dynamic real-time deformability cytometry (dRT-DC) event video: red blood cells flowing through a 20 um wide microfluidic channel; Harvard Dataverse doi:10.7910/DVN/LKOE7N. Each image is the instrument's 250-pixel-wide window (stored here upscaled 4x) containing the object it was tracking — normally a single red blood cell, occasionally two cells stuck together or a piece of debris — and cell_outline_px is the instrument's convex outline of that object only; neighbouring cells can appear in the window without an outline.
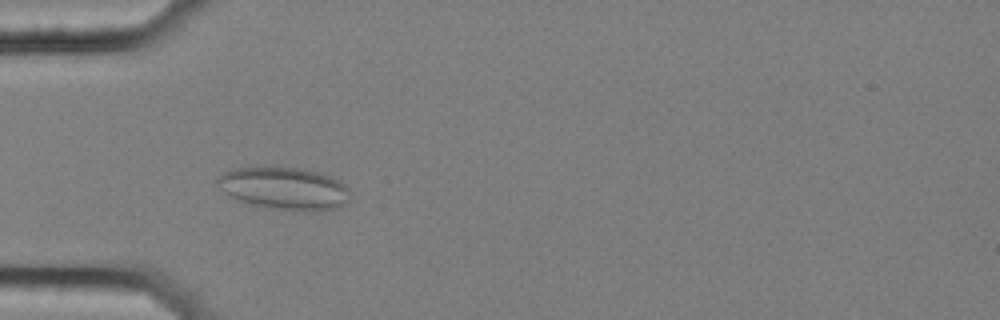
{"species": "common noctule bat (a hibernating species)", "species_latin": "Nyctalus noctula", "temperature_condition": "cold", "stored_images_in_passage": 47, "camera_frame_rate_fps": 3000, "um_per_image_px": 0.085, "animal": {"sex": "female", "body_mass_g": 25.1}, "frame": {"image": 1, "passage_image": 8, "time_ms": 2.333, "image_size_px": [1000, 320], "cell_outline_px": [[352, 192], [348, 200], [340, 208], [320, 212], [304, 212], [264, 208], [236, 200], [228, 196], [216, 184], [216, 176], [224, 172], [236, 168], [264, 164], [300, 168], [320, 172], [332, 176], [340, 180]], "centroid_in_image_um": [24.16, 16.0], "position_along_channel_um": 60.8, "area_um2": 34.56}}
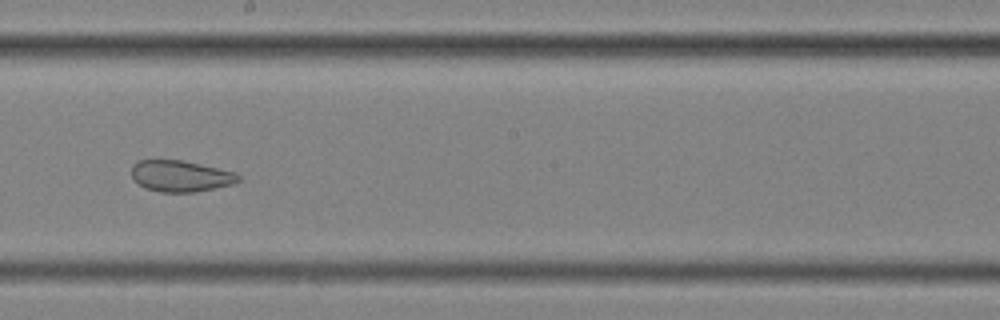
{"frame": {"image": 2, "passage_image": 23, "time_ms": 7.333, "image_size_px": [1000, 320], "cell_outline_px": [[240, 180], [232, 184], [196, 192], [160, 192], [148, 188], [132, 180], [132, 164], [140, 160], [180, 160], [236, 172], [240, 176]], "centroid_in_image_um": [15.34, 14.96], "position_along_channel_um": 232.9, "area_um2": 19.31}}
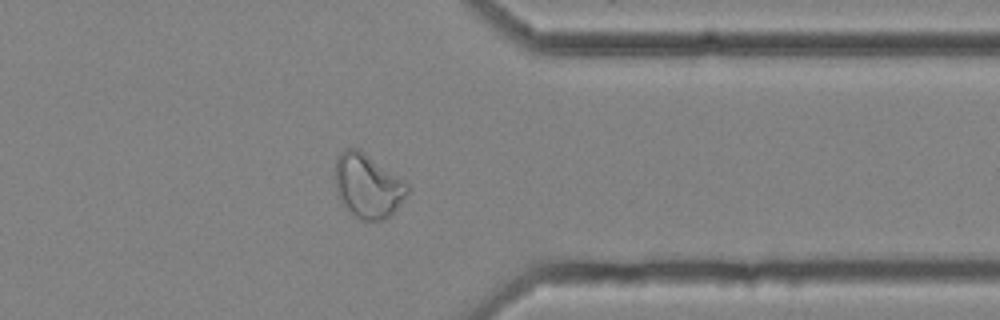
{"frame": {"image": 3, "passage_image": 36, "time_ms": 11.667, "image_size_px": [1000, 320], "cell_outline_px": [[408, 192], [396, 208], [384, 220], [360, 220], [352, 216], [336, 196], [336, 156], [344, 148], [356, 148], [364, 152], [404, 180], [408, 184]], "centroid_in_image_um": [31.22, 15.8], "position_along_channel_um": 380.2, "area_um2": 26.93}, "authors_computed_cell_mechanics": {"area_um2": 26.4146, "velocity_mm_per_s": 3.5204, "shape_relaxation_time_tau1_ms": null, "shape_relaxation_time_tau2_ms": 1.4715, "deformation_change_tau1": null, "deformation_change_tau2": 0.0824}}